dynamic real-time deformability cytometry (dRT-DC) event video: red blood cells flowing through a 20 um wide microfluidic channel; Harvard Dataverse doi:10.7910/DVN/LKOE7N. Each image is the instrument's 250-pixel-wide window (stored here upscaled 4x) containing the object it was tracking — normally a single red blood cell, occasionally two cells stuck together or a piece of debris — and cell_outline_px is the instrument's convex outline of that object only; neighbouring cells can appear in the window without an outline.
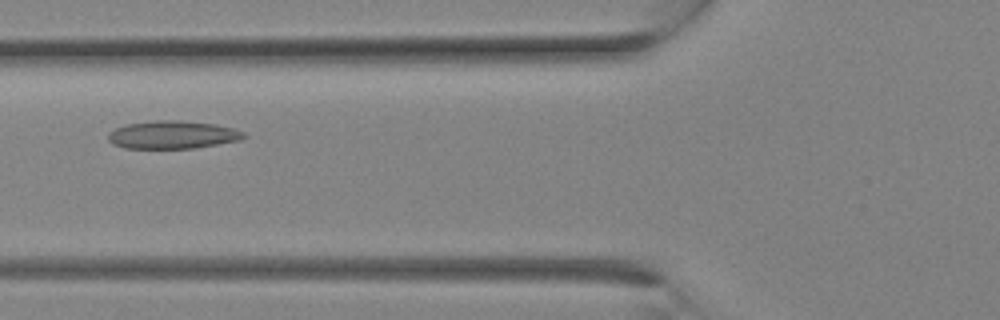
{"species": "Egyptian fruit bat (a non-hibernating species)", "species_latin": "Rousettus aegyptiacus", "temperature_condition": "room temperature", "stored_images_in_passage": 26, "camera_frame_rate_fps": 3000, "um_per_image_px": 0.085, "animal": {"sex": "female"}, "frame": {"image": 1, "passage_image": 9, "time_ms": 2.667, "image_size_px": [1000, 320], "cell_outline_px": [[248, 136], [240, 140], [196, 148], [124, 148], [112, 144], [108, 140], [108, 132], [124, 124], [156, 120], [180, 120], [216, 124], [232, 128], [244, 132]], "centroid_in_image_um": [14.66, 11.45], "position_along_channel_um": 111.1, "area_um2": 22.25}}
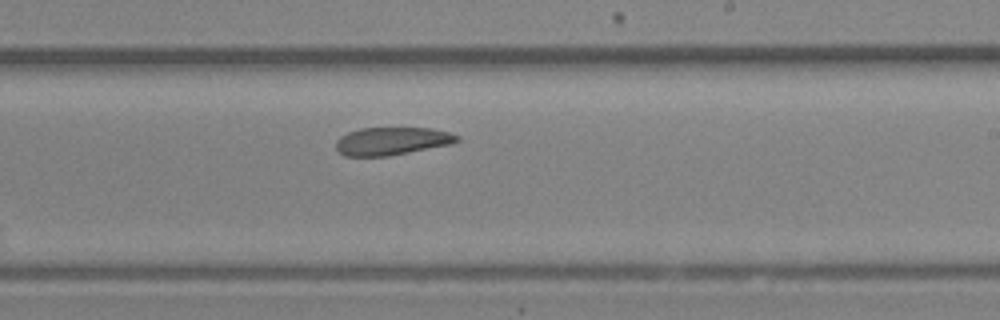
{"frame": {"image": 2, "passage_image": 15, "time_ms": 4.667, "image_size_px": [1000, 320], "cell_outline_px": [[460, 140], [452, 144], [388, 156], [344, 156], [336, 148], [336, 140], [340, 136], [348, 132], [360, 128], [432, 128], [448, 132], [460, 136]], "centroid_in_image_um": [33.31, 11.99], "position_along_channel_um": 255.7, "area_um2": 19.71}}
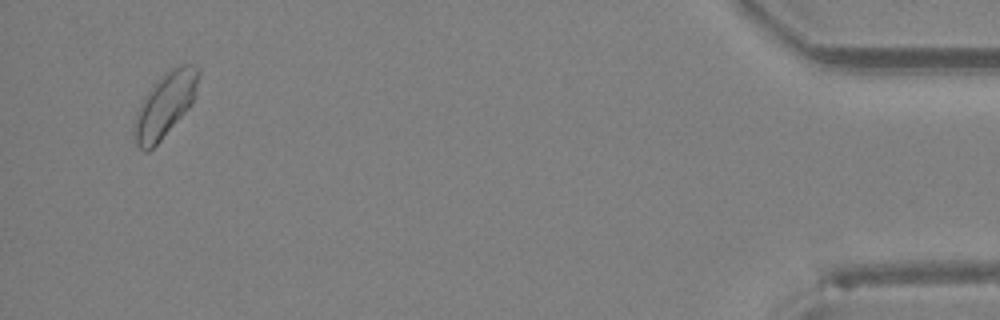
{"frame": {"image": 3, "passage_image": 25, "time_ms": 8.0, "image_size_px": [1000, 320], "cell_outline_px": [[200, 76], [196, 96], [188, 108], [160, 140], [148, 152], [144, 152], [132, 140], [132, 132], [136, 116], [140, 104], [164, 72], [180, 64], [196, 64], [200, 68]], "centroid_in_image_um": [14.05, 8.9], "position_along_channel_um": 421.2, "area_um2": 23.99}}